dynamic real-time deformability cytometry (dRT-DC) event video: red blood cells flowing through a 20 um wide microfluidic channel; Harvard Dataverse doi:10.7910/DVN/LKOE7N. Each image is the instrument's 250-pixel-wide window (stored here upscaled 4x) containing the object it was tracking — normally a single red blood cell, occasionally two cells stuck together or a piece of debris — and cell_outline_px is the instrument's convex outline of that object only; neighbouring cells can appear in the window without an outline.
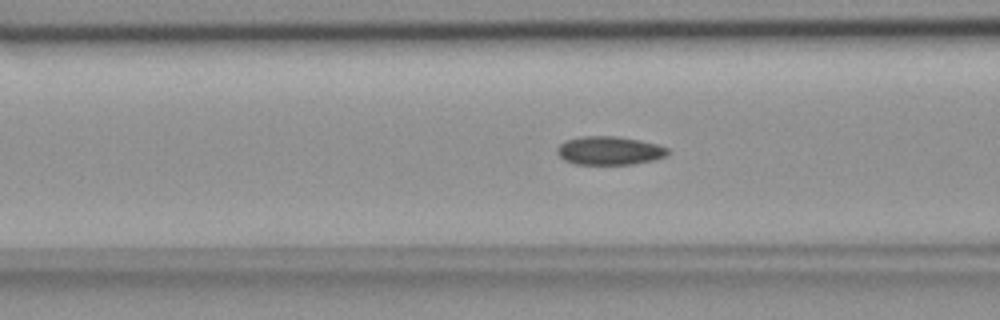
{"species": "common noctule bat (a hibernating species)", "species_latin": "Nyctalus noctula", "temperature_condition": "room temperature", "stored_images_in_passage": 44, "camera_frame_rate_fps": 3000, "um_per_image_px": 0.085, "animal": {"sex": "female", "body_mass_g": 18.4}, "frame": {"image": 1, "passage_image": 11, "time_ms": 3.333, "image_size_px": [1000, 320], "cell_outline_px": [[668, 156], [652, 160], [632, 164], [576, 164], [564, 160], [556, 152], [556, 148], [564, 140], [580, 136], [616, 136], [640, 140], [656, 144], [668, 148]], "centroid_in_image_um": [51.77, 12.79], "position_along_channel_um": 114.8, "area_um2": 18.44}}
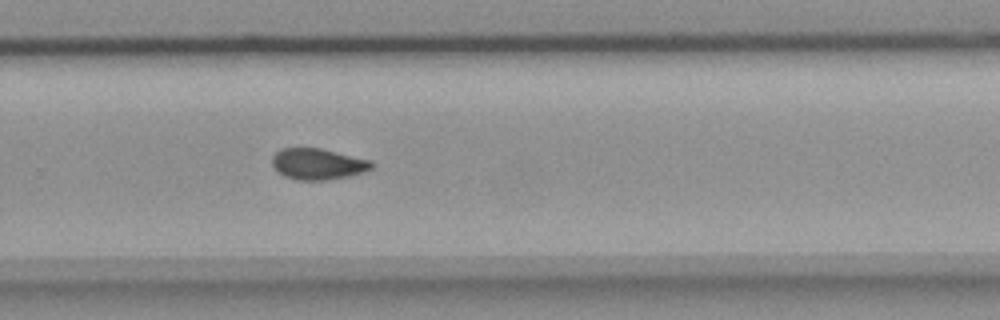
{"frame": {"image": 2, "passage_image": 26, "time_ms": 8.333, "image_size_px": [1000, 320], "cell_outline_px": [[376, 164], [372, 168], [364, 172], [348, 176], [328, 180], [296, 180], [284, 176], [272, 164], [272, 156], [280, 148], [320, 148], [372, 160]], "centroid_in_image_um": [27.05, 13.94], "position_along_channel_um": 302.7, "area_um2": 18.15}}
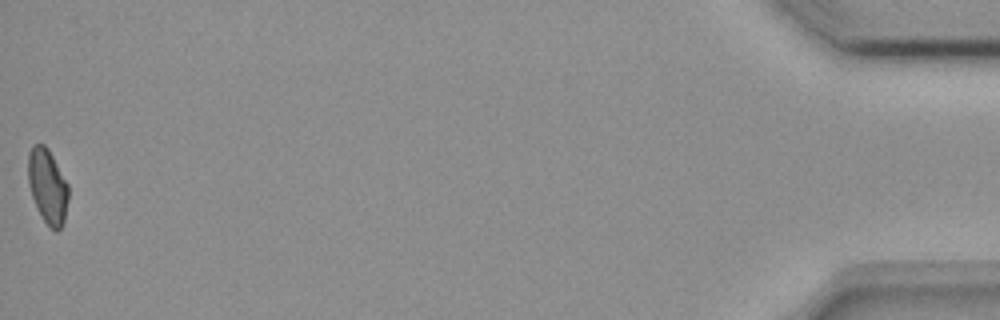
{"frame": {"image": 3, "passage_image": 44, "time_ms": 14.333, "image_size_px": [1000, 320], "cell_outline_px": [[68, 200], [64, 220], [60, 228], [56, 232], [44, 220], [32, 196], [28, 184], [28, 152], [32, 144], [44, 144], [48, 148], [68, 184]], "centroid_in_image_um": [4.04, 15.78], "position_along_channel_um": 431.2, "area_um2": 17.34}, "authors_computed_cell_mechanics": {"area_um2": 18.3515, "velocity_mm_per_s": 3.7656, "shape_relaxation_time_tau1_ms": null, "shape_relaxation_time_tau2_ms": 3.605, "deformation_change_tau1": null, "deformation_change_tau2": 0.078}}